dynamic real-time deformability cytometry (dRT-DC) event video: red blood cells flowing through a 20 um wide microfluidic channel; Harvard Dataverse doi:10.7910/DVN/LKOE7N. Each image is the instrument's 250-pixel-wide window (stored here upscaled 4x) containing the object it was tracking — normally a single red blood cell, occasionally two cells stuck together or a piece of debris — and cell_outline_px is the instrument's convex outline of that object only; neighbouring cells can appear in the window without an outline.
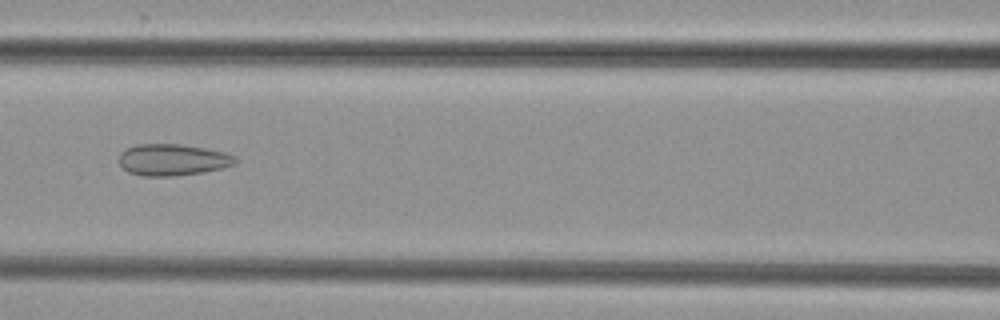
{"species": "common noctule bat (a hibernating species)", "species_latin": "Nyctalus noctula", "temperature_condition": "cold", "stored_images_in_passage": 4, "camera_frame_rate_fps": 3000, "um_per_image_px": 0.085, "animal": {"sex": "female", "body_mass_g": 29.2, "forearm_length_mm": 56.3}, "frame": {"image": 1, "passage_image": 4, "time_ms": 4.333, "image_size_px": [1000, 320], "cell_outline_px": [[236, 164], [220, 168], [200, 172], [176, 176], [140, 176], [128, 172], [120, 164], [120, 152], [124, 148], [136, 144], [180, 144], [204, 148], [224, 152], [236, 156]], "centroid_in_image_um": [14.64, 13.57], "position_along_channel_um": 152.0, "area_um2": 21.39}}